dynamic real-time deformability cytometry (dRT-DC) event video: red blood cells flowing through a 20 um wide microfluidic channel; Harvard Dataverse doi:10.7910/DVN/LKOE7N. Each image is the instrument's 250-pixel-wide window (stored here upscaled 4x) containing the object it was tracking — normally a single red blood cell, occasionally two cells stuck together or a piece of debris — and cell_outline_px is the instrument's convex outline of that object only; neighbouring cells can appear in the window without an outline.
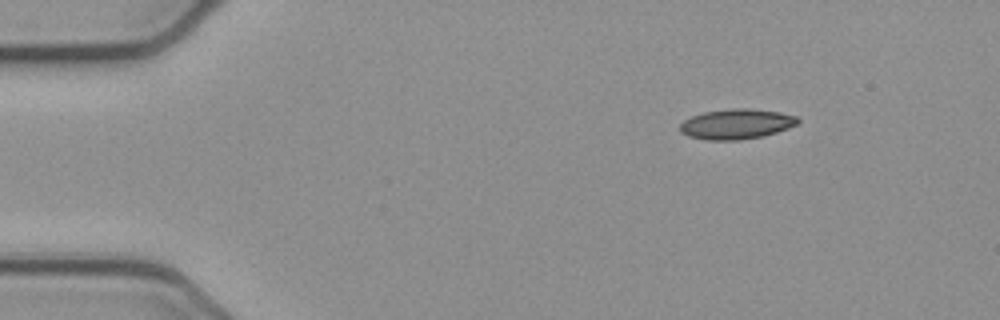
{"species": "common noctule bat (a hibernating species)", "species_latin": "Nyctalus noctula", "temperature_condition": "cold", "stored_images_in_passage": 46, "camera_frame_rate_fps": 3000, "um_per_image_px": 0.085, "animal": {"sex": "female", "body_mass_g": 21.9}, "frame": {"image": 1, "passage_image": 1, "time_ms": 0.0, "image_size_px": [1000, 320], "cell_outline_px": [[800, 120], [796, 124], [788, 128], [764, 136], [740, 140], [708, 140], [688, 136], [680, 132], [680, 124], [684, 120], [692, 116], [704, 112], [732, 108], [748, 108], [780, 112], [796, 116]], "centroid_in_image_um": [62.59, 10.54], "position_along_channel_um": 22.4, "area_um2": 20.69}}
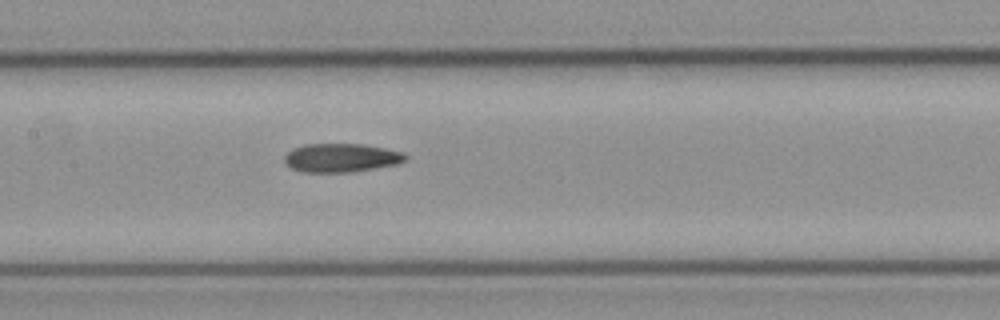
{"frame": {"image": 2, "passage_image": 19, "time_ms": 6.0, "image_size_px": [1000, 320], "cell_outline_px": [[408, 156], [404, 160], [396, 164], [348, 172], [304, 172], [292, 168], [284, 164], [284, 156], [292, 148], [304, 144], [360, 144], [384, 148], [404, 152]], "centroid_in_image_um": [28.95, 13.4], "position_along_channel_um": 178.4, "area_um2": 20.06}}
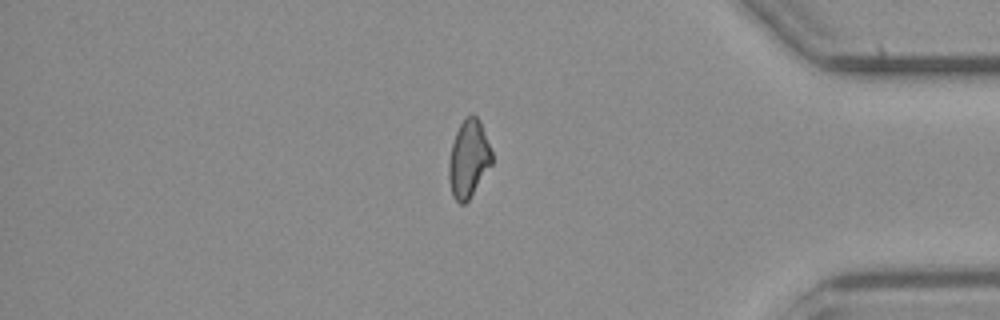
{"frame": {"image": 3, "passage_image": 38, "time_ms": 12.333, "image_size_px": [1000, 320], "cell_outline_px": [[492, 164], [468, 200], [464, 204], [460, 204], [452, 196], [448, 180], [448, 160], [452, 144], [456, 132], [460, 124], [472, 112], [480, 120], [492, 152]], "centroid_in_image_um": [39.81, 13.5], "position_along_channel_um": 395.4, "area_um2": 19.48}}